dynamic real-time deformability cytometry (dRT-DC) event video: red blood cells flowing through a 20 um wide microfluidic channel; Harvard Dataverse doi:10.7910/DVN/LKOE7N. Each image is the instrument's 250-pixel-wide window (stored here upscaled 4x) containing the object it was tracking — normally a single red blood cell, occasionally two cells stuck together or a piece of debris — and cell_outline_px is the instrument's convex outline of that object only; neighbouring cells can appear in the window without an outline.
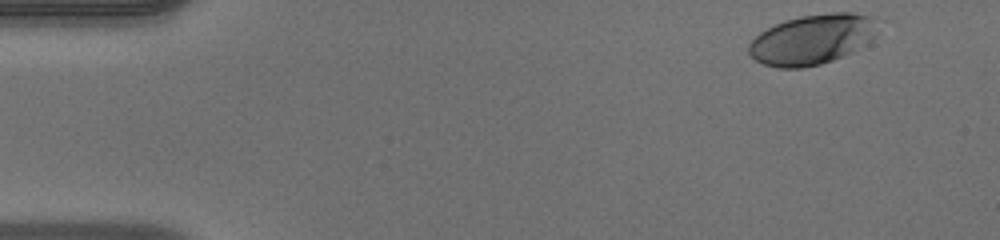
{"species": "human", "species_latin": "Homo sapiens", "temperature_condition": "warm", "stored_images_in_passage": 11, "camera_frame_rate_fps": 3000, "um_per_image_px": 0.085, "donor": {"sex": "male"}, "frame": {"image": 1, "passage_image": 1, "time_ms": 0.0, "image_size_px": [1000, 240], "cell_outline_px": [[872, 36], [852, 52], [832, 60], [820, 64], [800, 68], [776, 68], [764, 64], [756, 60], [748, 52], [748, 44], [760, 32], [784, 20], [800, 16], [832, 12], [852, 12], [872, 16]], "centroid_in_image_um": [68.93, 3.35], "position_along_channel_um": 16.1, "area_um2": 36.82}}